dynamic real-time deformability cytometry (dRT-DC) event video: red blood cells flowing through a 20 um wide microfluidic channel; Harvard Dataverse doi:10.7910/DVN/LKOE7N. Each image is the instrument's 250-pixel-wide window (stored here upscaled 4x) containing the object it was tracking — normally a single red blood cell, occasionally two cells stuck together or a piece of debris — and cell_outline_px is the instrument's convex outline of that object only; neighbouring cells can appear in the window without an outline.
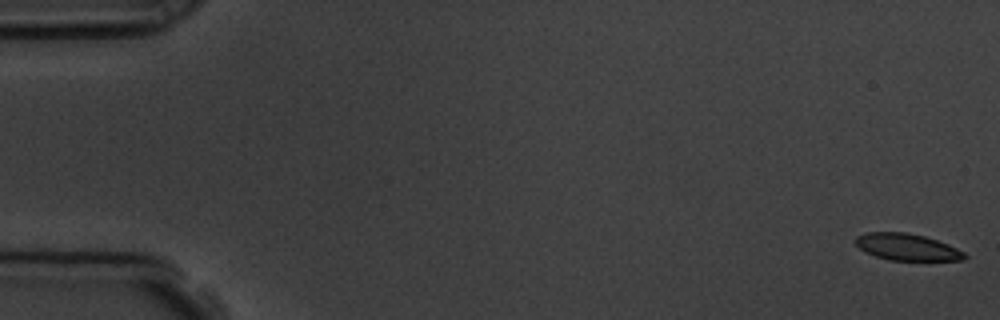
{"species": "common noctule bat (a hibernating species)", "species_latin": "Nyctalus noctula", "temperature_condition": "room temperature", "stored_images_in_passage": 54, "camera_frame_rate_fps": 3000, "um_per_image_px": 0.085, "animal": {"sex": "male", "body_mass_g": 19.5, "forearm_length_mm": 54.6}, "frame": {"image": 1, "passage_image": 1, "time_ms": 0.0, "image_size_px": [1000, 320], "cell_outline_px": [[968, 256], [964, 260], [888, 260], [876, 256], [860, 248], [856, 244], [856, 236], [868, 232], [904, 232], [924, 236], [948, 244], [964, 252]], "centroid_in_image_um": [77.12, 21.0], "position_along_channel_um": 7.9, "area_um2": 16.76}}
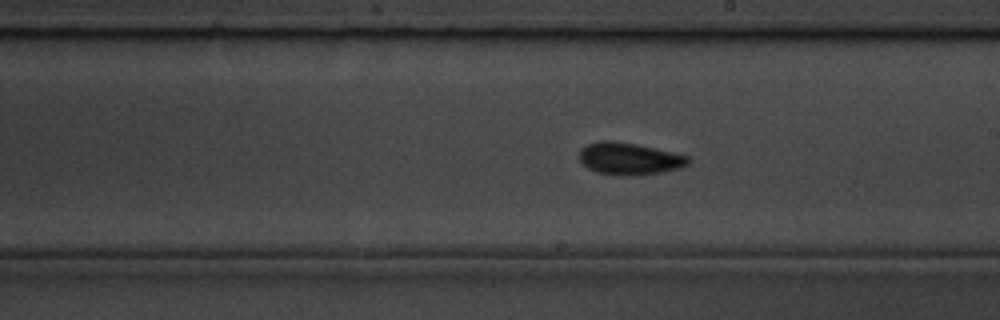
{"frame": {"image": 2, "passage_image": 31, "time_ms": 10.0, "image_size_px": [1000, 320], "cell_outline_px": [[688, 164], [680, 168], [660, 172], [636, 176], [620, 176], [596, 172], [588, 168], [580, 160], [580, 148], [588, 144], [600, 140], [612, 140], [636, 144], [672, 152], [688, 156]], "centroid_in_image_um": [53.46, 13.49], "position_along_channel_um": 235.5, "area_um2": 20.35}}
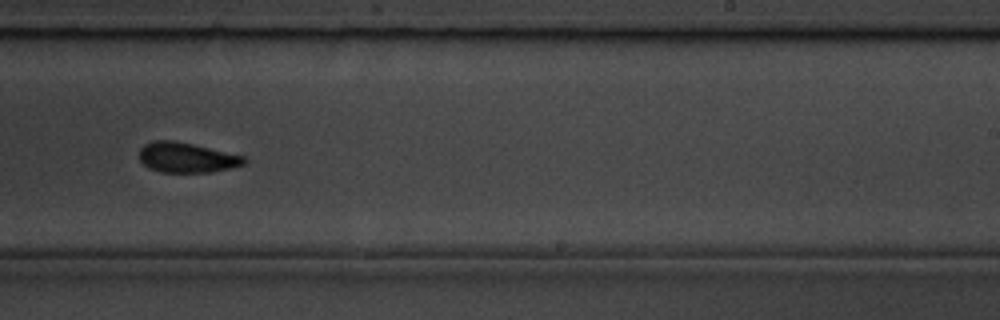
{"frame": {"image": 3, "passage_image": 34, "time_ms": 11.0, "image_size_px": [1000, 320], "cell_outline_px": [[248, 160], [244, 164], [212, 172], [160, 172], [148, 168], [140, 160], [140, 148], [144, 144], [152, 140], [172, 140], [192, 144], [244, 156]], "centroid_in_image_um": [15.84, 13.39], "position_along_channel_um": 273.2, "area_um2": 18.26}, "authors_computed_cell_mechanics": {"area_um2": 18.5827, "velocity_mm_per_s": 3.774, "shape_relaxation_time_tau1_ms": 2.4883, "shape_relaxation_time_tau2_ms": 2.2885, "deformation_change_tau1": 0.1058, "deformation_change_tau2": 0.0819}}